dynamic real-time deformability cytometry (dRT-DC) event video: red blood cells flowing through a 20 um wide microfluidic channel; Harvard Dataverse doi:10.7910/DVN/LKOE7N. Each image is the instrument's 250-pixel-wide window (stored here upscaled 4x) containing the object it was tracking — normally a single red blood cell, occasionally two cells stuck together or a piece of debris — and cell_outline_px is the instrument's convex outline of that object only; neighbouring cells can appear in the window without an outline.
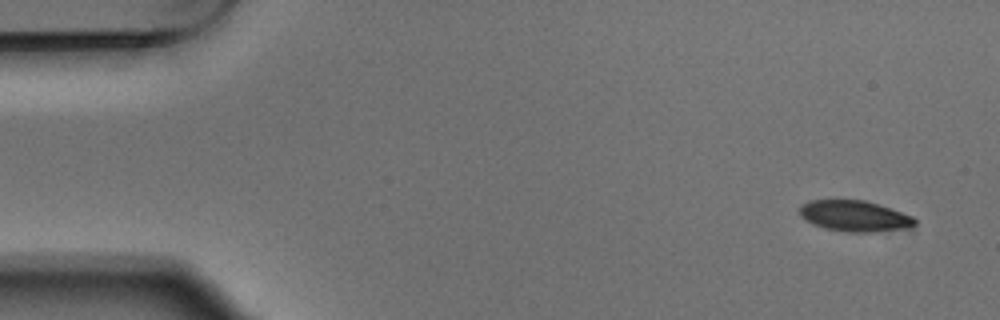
{"species": "Egyptian fruit bat (a non-hibernating species)", "species_latin": "Rousettus aegyptiacus", "temperature_condition": "warm", "stored_images_in_passage": 4, "camera_frame_rate_fps": 3000, "um_per_image_px": 0.085, "animal": {"sex": "male"}, "frame": {"image": 1, "passage_image": 1, "time_ms": 0.0, "image_size_px": [1000, 320], "cell_outline_px": [[916, 224], [912, 228], [872, 232], [848, 232], [824, 228], [812, 224], [800, 216], [800, 204], [808, 200], [864, 200], [880, 204], [892, 208], [912, 216], [916, 220]], "centroid_in_image_um": [72.66, 18.36], "position_along_channel_um": 12.3, "area_um2": 21.04}}
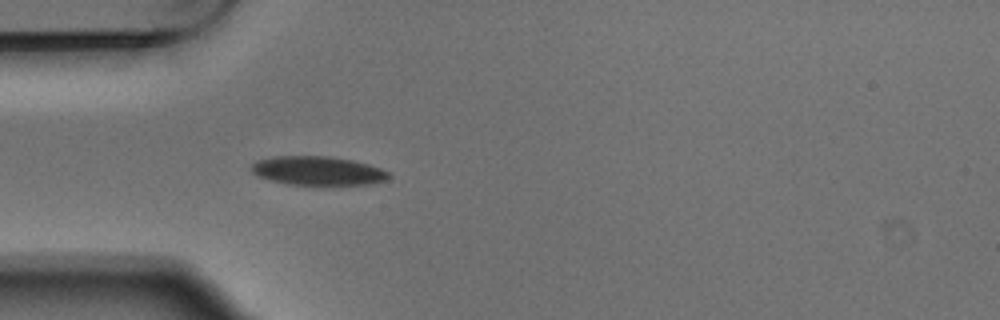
{"frame": {"image": 2, "passage_image": 4, "time_ms": 1.0, "image_size_px": [1000, 320], "cell_outline_px": [[392, 176], [388, 180], [372, 184], [332, 188], [288, 184], [272, 180], [260, 176], [252, 172], [252, 164], [256, 160], [276, 156], [332, 156], [352, 160], [368, 164], [380, 168], [388, 172]], "centroid_in_image_um": [27.11, 14.57], "position_along_channel_um": 57.9, "area_um2": 24.16}}